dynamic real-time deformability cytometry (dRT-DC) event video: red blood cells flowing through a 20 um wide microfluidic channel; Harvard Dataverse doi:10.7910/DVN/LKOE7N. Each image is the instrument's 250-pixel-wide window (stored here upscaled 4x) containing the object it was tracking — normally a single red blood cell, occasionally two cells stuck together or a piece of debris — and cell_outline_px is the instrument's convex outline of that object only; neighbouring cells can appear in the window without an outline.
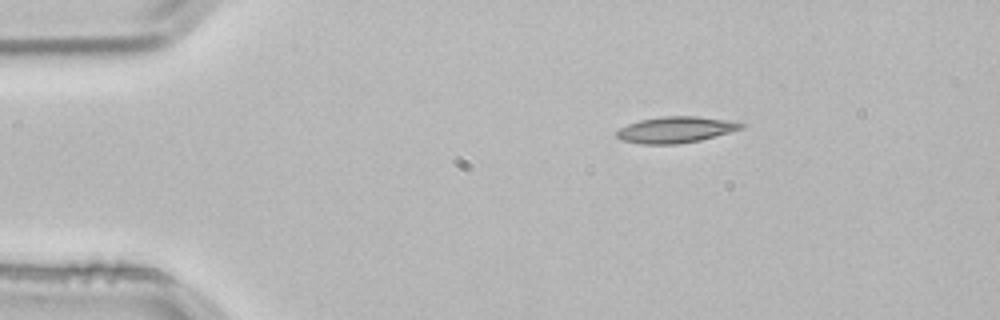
{"species": "common noctule bat (a hibernating species)", "species_latin": "Nyctalus noctula", "temperature_condition": "room temperature", "stored_images_in_passage": 2, "camera_frame_rate_fps": 3000, "um_per_image_px": 0.085, "animal": {"sex": "male", "body_mass_g": 21.5, "forearm_length_mm": 52.0}, "frame": {"image": 1, "passage_image": 1, "time_ms": 0.0, "image_size_px": [1000, 320], "cell_outline_px": [[744, 128], [700, 140], [676, 144], [640, 144], [620, 140], [616, 136], [616, 132], [620, 128], [628, 124], [640, 120], [660, 116], [696, 116], [728, 120], [744, 124]], "centroid_in_image_um": [57.39, 11.02], "position_along_channel_um": 27.6, "area_um2": 18.96}}